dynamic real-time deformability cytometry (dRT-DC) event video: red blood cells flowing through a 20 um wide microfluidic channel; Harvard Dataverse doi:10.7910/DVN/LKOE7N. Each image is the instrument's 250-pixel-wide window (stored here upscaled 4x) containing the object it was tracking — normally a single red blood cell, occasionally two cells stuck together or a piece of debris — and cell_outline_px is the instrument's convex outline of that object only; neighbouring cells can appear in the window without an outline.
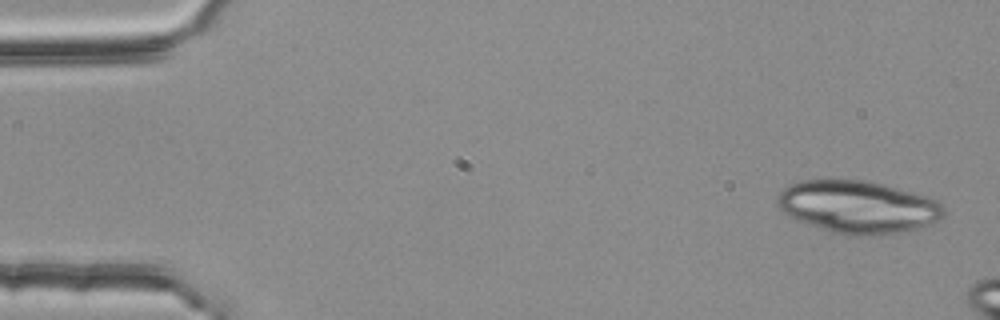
{"species": "common noctule bat (a hibernating species)", "species_latin": "Nyctalus noctula", "temperature_condition": "room temperature", "stored_images_in_passage": 3, "camera_frame_rate_fps": 3000, "um_per_image_px": 0.085, "animal": {"sex": "female", "body_mass_g": 25.1}, "frame": {"image": 1, "passage_image": 1, "time_ms": 0.0, "image_size_px": [1000, 320], "cell_outline_px": [[944, 216], [940, 220], [916, 228], [900, 232], [868, 236], [848, 236], [832, 232], [796, 220], [788, 216], [780, 208], [776, 200], [780, 192], [788, 184], [800, 180], [864, 180], [884, 184], [928, 196], [936, 200], [944, 208]], "centroid_in_image_um": [72.91, 17.59], "position_along_channel_um": 12.1, "area_um2": 51.04}}